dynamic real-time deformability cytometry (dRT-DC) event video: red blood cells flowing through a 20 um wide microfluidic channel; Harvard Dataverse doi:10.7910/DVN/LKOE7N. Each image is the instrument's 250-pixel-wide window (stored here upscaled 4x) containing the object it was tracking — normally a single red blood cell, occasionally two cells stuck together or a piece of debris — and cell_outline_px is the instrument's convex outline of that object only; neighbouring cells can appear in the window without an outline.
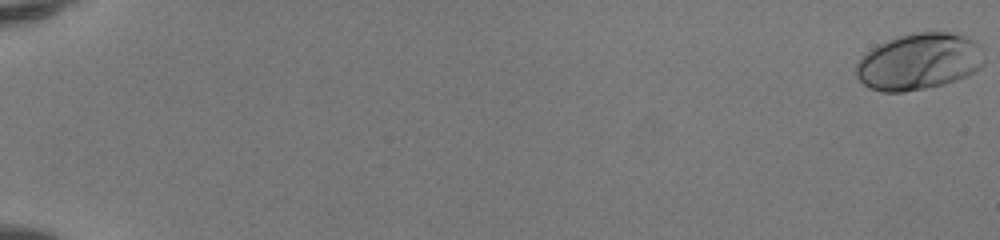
{"species": "human", "species_latin": "Homo sapiens", "temperature_condition": "room temperature", "stored_images_in_passage": 25, "camera_frame_rate_fps": 3000, "um_per_image_px": 0.085, "donor": {"sex": "female"}, "frame": {"image": 1, "passage_image": 1, "time_ms": 0.0, "image_size_px": [1000, 240], "cell_outline_px": [[984, 64], [980, 68], [968, 76], [944, 84], [904, 92], [880, 92], [868, 88], [856, 76], [856, 64], [860, 56], [872, 48], [888, 40], [912, 32], [948, 32], [964, 36], [980, 44], [984, 60]], "centroid_in_image_um": [78.1, 5.24], "position_along_channel_um": 6.9, "area_um2": 42.37}}
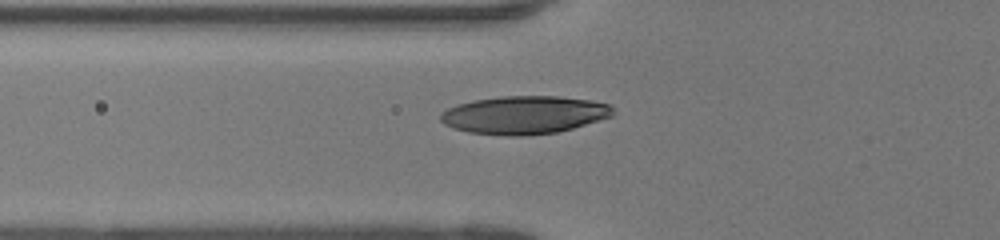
{"frame": {"image": 2, "passage_image": 22, "time_ms": 7.0, "image_size_px": [1000, 240], "cell_outline_px": [[616, 112], [612, 116], [572, 128], [556, 132], [520, 136], [508, 136], [468, 132], [452, 128], [444, 124], [440, 120], [440, 116], [448, 108], [472, 100], [500, 96], [560, 96], [588, 100], [612, 104]], "centroid_in_image_um": [44.58, 9.76], "position_along_channel_um": 81.2, "area_um2": 38.21}}
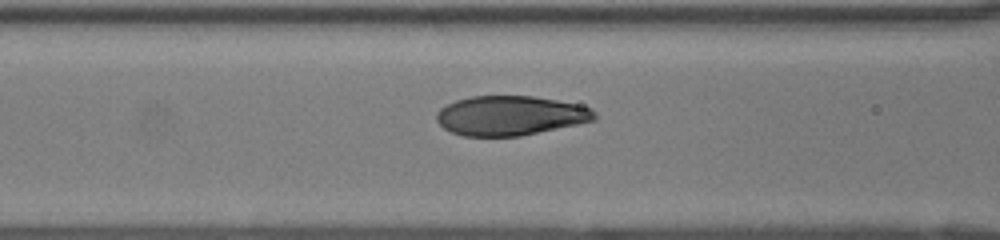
{"frame": {"image": 3, "passage_image": 25, "time_ms": 8.0, "image_size_px": [1000, 240], "cell_outline_px": [[596, 120], [520, 136], [464, 136], [452, 132], [444, 128], [436, 120], [436, 112], [440, 108], [456, 100], [472, 96], [532, 96], [556, 100], [576, 104], [592, 108], [596, 112]], "centroid_in_image_um": [43.37, 9.82], "position_along_channel_um": 123.2, "area_um2": 36.3}}